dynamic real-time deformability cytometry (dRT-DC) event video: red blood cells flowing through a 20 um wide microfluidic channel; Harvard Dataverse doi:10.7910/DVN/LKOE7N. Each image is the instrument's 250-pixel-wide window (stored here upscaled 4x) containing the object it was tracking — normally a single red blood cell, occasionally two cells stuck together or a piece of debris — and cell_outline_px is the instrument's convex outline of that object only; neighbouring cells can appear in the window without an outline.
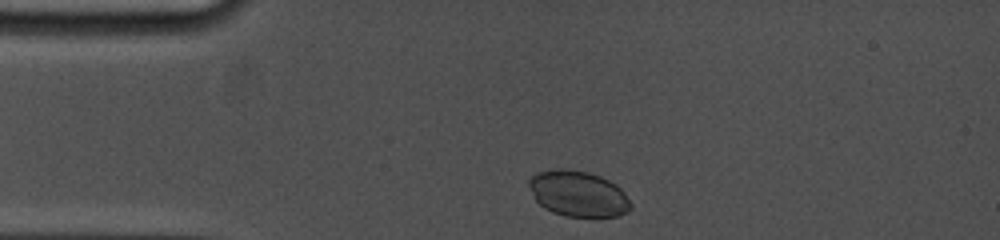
{"species": "common noctule bat (a hibernating species)", "species_latin": "Nyctalus noctula", "temperature_condition": "cold", "stored_images_in_passage": 41, "camera_frame_rate_fps": 5000, "um_per_image_px": 0.085, "animal": {"sex": "female", "body_mass_g": 19.0, "forearm_length_mm": 53.3}, "frame": {"image": 1, "passage_image": 2, "time_ms": 0.4, "image_size_px": [1000, 240], "cell_outline_px": [[632, 208], [628, 212], [620, 216], [596, 220], [568, 216], [552, 212], [544, 208], [536, 200], [528, 184], [528, 180], [536, 172], [556, 168], [564, 168], [588, 172], [600, 176], [616, 184], [624, 192], [632, 204]], "centroid_in_image_um": [49.19, 16.51], "position_along_channel_um": 35.8, "area_um2": 27.98}}
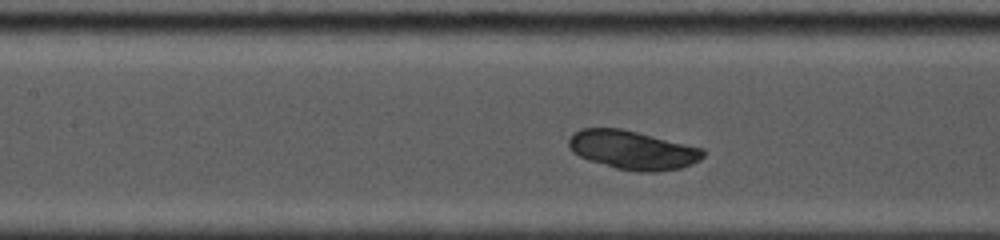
{"frame": {"image": 2, "passage_image": 17, "time_ms": 4.4, "image_size_px": [1000, 240], "cell_outline_px": [[704, 156], [700, 160], [692, 164], [680, 168], [656, 172], [636, 172], [616, 168], [588, 160], [572, 152], [568, 148], [568, 140], [572, 132], [580, 128], [620, 128], [704, 148]], "centroid_in_image_um": [53.75, 12.75], "position_along_channel_um": 153.6, "area_um2": 30.58}}
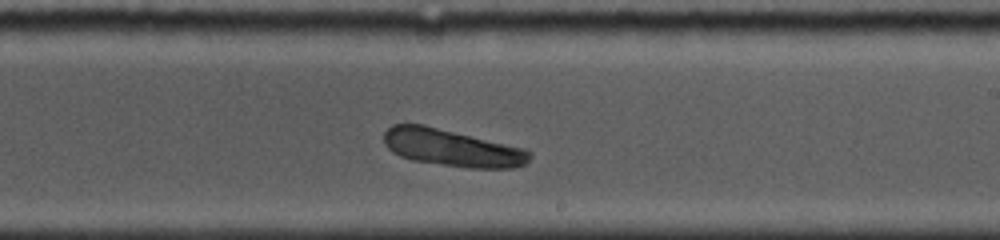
{"frame": {"image": 3, "passage_image": 26, "time_ms": 7.0, "image_size_px": [1000, 240], "cell_outline_px": [[532, 156], [524, 164], [512, 168], [468, 168], [412, 160], [400, 156], [392, 152], [384, 144], [384, 132], [392, 124], [424, 124], [528, 148], [532, 152]], "centroid_in_image_um": [38.46, 12.55], "position_along_channel_um": 250.5, "area_um2": 31.96}}